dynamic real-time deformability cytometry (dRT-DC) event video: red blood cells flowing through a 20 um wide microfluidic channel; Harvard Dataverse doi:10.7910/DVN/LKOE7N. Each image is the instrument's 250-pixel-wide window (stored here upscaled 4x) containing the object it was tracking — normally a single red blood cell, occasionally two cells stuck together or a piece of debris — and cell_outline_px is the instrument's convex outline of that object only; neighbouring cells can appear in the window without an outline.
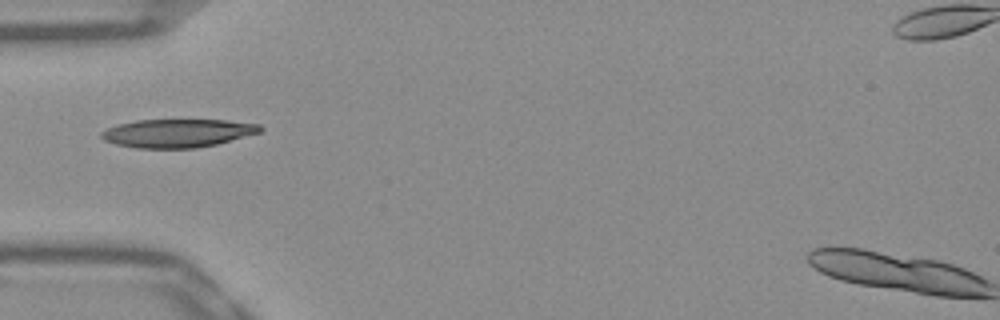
{"species": "Egyptian fruit bat (a non-hibernating species)", "species_latin": "Rousettus aegyptiacus", "temperature_condition": "warm", "stored_images_in_passage": 36, "camera_frame_rate_fps": 3000, "um_per_image_px": 0.085, "frame": {"image": 1, "passage_image": 1, "time_ms": 0.0, "image_size_px": [1000, 320], "cell_outline_px": [[264, 128], [260, 132], [216, 144], [196, 148], [136, 148], [116, 144], [104, 140], [100, 136], [100, 132], [116, 124], [136, 120], [228, 120], [260, 124]], "centroid_in_image_um": [15.08, 11.31], "position_along_channel_um": 69.9, "area_um2": 26.24}}
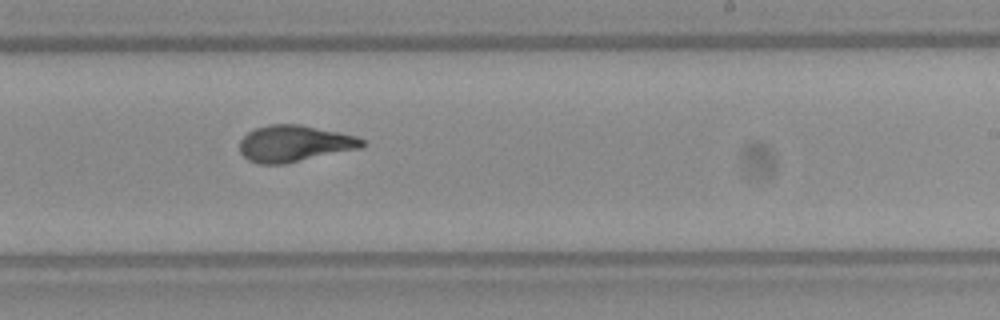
{"frame": {"image": 2, "passage_image": 16, "time_ms": 5.0, "image_size_px": [1000, 320], "cell_outline_px": [[368, 144], [360, 148], [284, 164], [260, 164], [248, 160], [240, 152], [240, 140], [248, 132], [256, 128], [268, 124], [300, 124], [356, 136], [364, 140]], "centroid_in_image_um": [25.02, 12.2], "position_along_channel_um": 264.0, "area_um2": 25.95}}
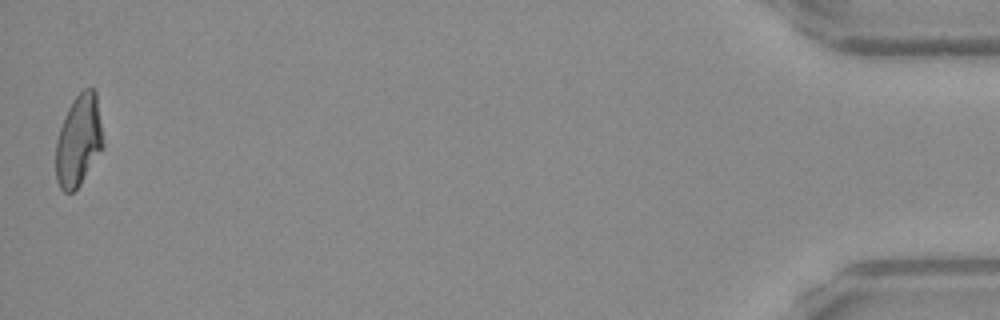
{"frame": {"image": 3, "passage_image": 36, "time_ms": 11.667, "image_size_px": [1000, 320], "cell_outline_px": [[104, 148], [80, 184], [72, 192], [64, 192], [60, 188], [56, 180], [56, 140], [60, 128], [68, 108], [72, 100], [84, 88], [92, 88], [96, 92], [104, 144]], "centroid_in_image_um": [6.69, 11.95], "position_along_channel_um": 428.5, "area_um2": 25.2}, "authors_computed_cell_mechanics": {"area_um2": 25.6632, "velocity_mm_per_s": 3.856, "shape_relaxation_time_tau1_ms": 10.2953, "shape_relaxation_time_tau2_ms": 1.1634, "deformation_change_tau1": 0.2829, "deformation_change_tau2": 0.0766}}